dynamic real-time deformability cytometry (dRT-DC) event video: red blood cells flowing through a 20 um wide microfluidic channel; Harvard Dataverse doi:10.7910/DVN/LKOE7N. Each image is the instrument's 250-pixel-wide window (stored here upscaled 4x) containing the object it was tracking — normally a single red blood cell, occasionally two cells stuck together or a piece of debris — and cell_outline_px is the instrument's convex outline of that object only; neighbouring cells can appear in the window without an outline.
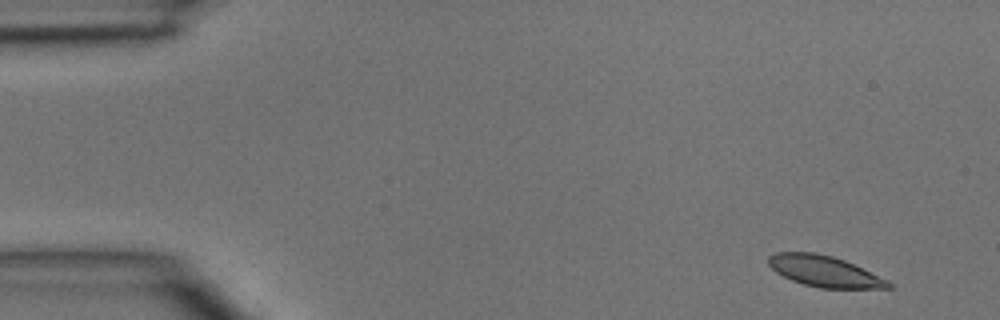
{"species": "common noctule bat (a hibernating species)", "species_latin": "Nyctalus noctula", "temperature_condition": "room temperature", "stored_images_in_passage": 3, "camera_frame_rate_fps": 3000, "um_per_image_px": 0.085, "animal": {"sex": "male", "body_mass_g": 15.6}, "frame": {"image": 1, "passage_image": 1, "time_ms": 0.0, "image_size_px": [1000, 320], "cell_outline_px": [[892, 288], [820, 288], [804, 284], [792, 280], [776, 272], [768, 264], [768, 256], [776, 252], [816, 252], [832, 256], [844, 260], [888, 280], [892, 284]], "centroid_in_image_um": [70.06, 23.05], "position_along_channel_um": 14.9, "area_um2": 21.5}}
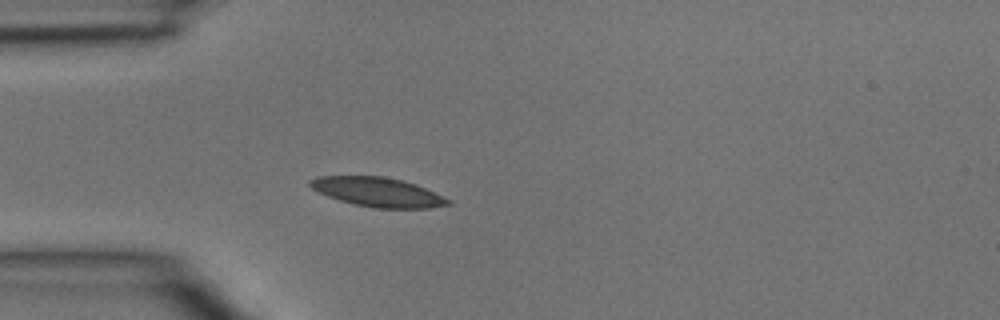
{"frame": {"image": 2, "passage_image": 3, "time_ms": 0.667, "image_size_px": [1000, 320], "cell_outline_px": [[452, 204], [428, 208], [376, 208], [356, 204], [340, 200], [328, 196], [312, 188], [308, 184], [308, 180], [316, 176], [384, 176], [416, 184], [452, 200]], "centroid_in_image_um": [32.12, 16.32], "position_along_channel_um": 52.9, "area_um2": 23.41}}